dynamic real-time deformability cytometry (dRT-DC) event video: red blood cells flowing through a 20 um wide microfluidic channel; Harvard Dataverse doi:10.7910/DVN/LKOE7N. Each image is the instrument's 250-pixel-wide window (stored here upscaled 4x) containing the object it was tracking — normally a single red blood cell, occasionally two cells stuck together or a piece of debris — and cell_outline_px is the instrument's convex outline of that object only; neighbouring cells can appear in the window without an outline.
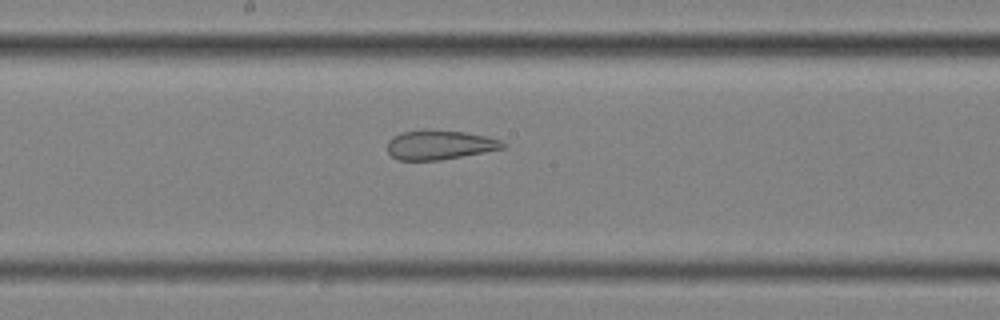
{"species": "common noctule bat (a hibernating species)", "species_latin": "Nyctalus noctula", "temperature_condition": "cold", "stored_images_in_passage": 58, "segment_of_instrument_passage": [2, 2], "camera_frame_rate_fps": 3000, "um_per_image_px": 0.085, "animal": {"sex": "female", "body_mass_g": 25.1}, "frame": {"image": 1, "passage_image": 31, "time_ms": 10.0, "image_size_px": [1000, 320], "cell_outline_px": [[508, 144], [504, 148], [484, 152], [440, 160], [400, 160], [392, 156], [388, 152], [388, 140], [392, 136], [400, 132], [424, 128], [464, 132], [488, 136], [500, 140]], "centroid_in_image_um": [37.36, 12.29], "position_along_channel_um": 210.8, "area_um2": 20.06}}
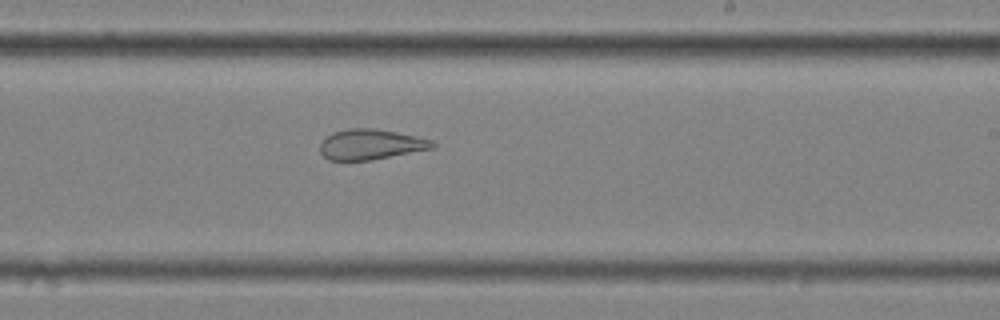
{"frame": {"image": 2, "passage_image": 35, "time_ms": 11.333, "image_size_px": [1000, 320], "cell_outline_px": [[436, 148], [372, 160], [328, 160], [320, 152], [320, 144], [332, 132], [348, 128], [376, 128], [416, 136], [432, 140], [436, 144]], "centroid_in_image_um": [31.54, 12.27], "position_along_channel_um": 257.5, "area_um2": 20.0}}
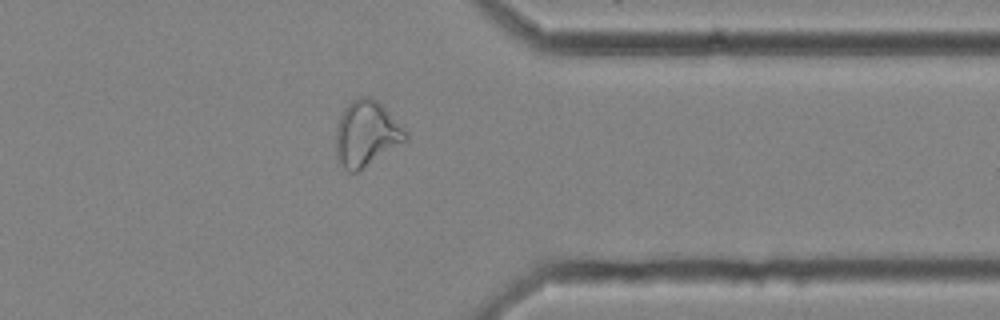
{"frame": {"image": 3, "passage_image": 46, "time_ms": 15.0, "image_size_px": [1000, 320], "cell_outline_px": [[408, 140], [356, 172], [348, 172], [336, 160], [336, 124], [344, 108], [352, 100], [360, 96], [372, 96], [408, 132]], "centroid_in_image_um": [31.12, 11.36], "position_along_channel_um": 380.3, "area_um2": 26.59}}